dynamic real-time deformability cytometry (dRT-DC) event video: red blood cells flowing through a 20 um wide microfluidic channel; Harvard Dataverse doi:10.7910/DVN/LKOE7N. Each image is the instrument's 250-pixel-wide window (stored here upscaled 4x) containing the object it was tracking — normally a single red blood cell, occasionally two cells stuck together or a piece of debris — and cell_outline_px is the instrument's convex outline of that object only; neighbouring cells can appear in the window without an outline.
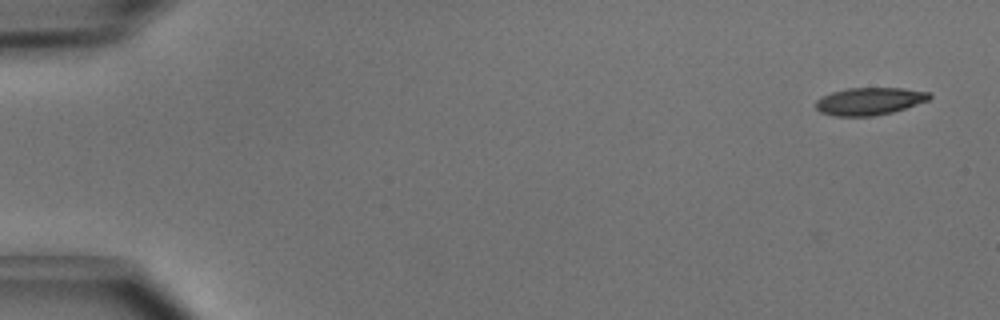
{"species": "common noctule bat (a hibernating species)", "species_latin": "Nyctalus noctula", "temperature_condition": "cold", "stored_images_in_passage": 4, "camera_frame_rate_fps": 3000, "um_per_image_px": 0.085, "animal": {"sex": "male", "body_mass_g": 15.6}, "frame": {"image": 1, "passage_image": 1, "time_ms": 0.0, "image_size_px": [1000, 320], "cell_outline_px": [[932, 96], [928, 100], [892, 112], [872, 116], [832, 116], [820, 112], [816, 108], [816, 100], [832, 92], [848, 88], [904, 88], [928, 92]], "centroid_in_image_um": [73.88, 8.6], "position_along_channel_um": 11.1, "area_um2": 18.03}}
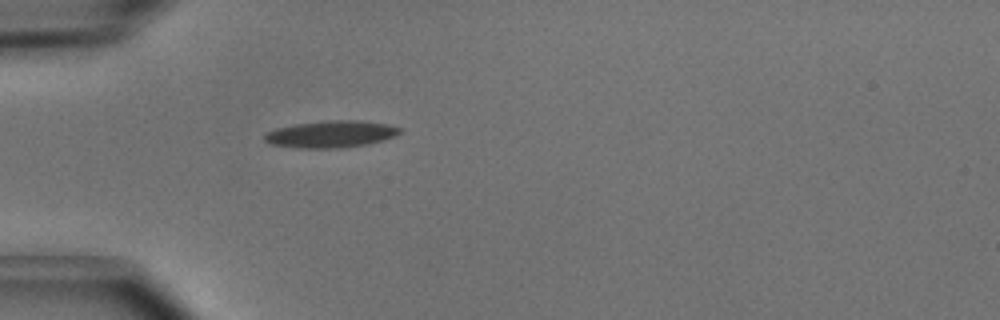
{"frame": {"image": 2, "passage_image": 4, "time_ms": 1.0, "image_size_px": [1000, 320], "cell_outline_px": [[400, 132], [396, 136], [384, 140], [368, 144], [344, 148], [300, 148], [272, 144], [264, 140], [264, 136], [268, 132], [276, 128], [296, 124], [328, 120], [356, 120], [388, 124], [400, 128]], "centroid_in_image_um": [28.16, 11.4], "position_along_channel_um": 56.8, "area_um2": 21.15}}